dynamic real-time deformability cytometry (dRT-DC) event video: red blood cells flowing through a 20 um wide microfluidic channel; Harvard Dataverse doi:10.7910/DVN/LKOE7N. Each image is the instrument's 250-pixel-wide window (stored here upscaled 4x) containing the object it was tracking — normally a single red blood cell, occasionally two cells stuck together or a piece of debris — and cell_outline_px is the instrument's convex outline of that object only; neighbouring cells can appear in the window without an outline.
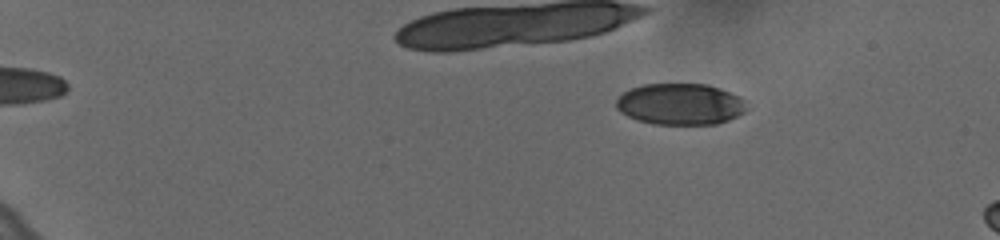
{"species": "human", "species_latin": "Homo sapiens", "temperature_condition": "cold", "stored_images_in_passage": 19, "camera_frame_rate_fps": 3000, "um_per_image_px": 0.085, "donor": {"sex": "female"}, "frame": {"image": 1, "passage_image": 11, "time_ms": 3.333, "image_size_px": [1000, 240], "cell_outline_px": [[744, 112], [728, 120], [716, 124], [652, 124], [636, 120], [620, 112], [616, 108], [616, 100], [624, 92], [632, 88], [644, 84], [708, 84], [720, 88], [740, 96], [744, 100]], "centroid_in_image_um": [57.8, 8.85], "position_along_channel_um": 27.2, "area_um2": 31.39}}